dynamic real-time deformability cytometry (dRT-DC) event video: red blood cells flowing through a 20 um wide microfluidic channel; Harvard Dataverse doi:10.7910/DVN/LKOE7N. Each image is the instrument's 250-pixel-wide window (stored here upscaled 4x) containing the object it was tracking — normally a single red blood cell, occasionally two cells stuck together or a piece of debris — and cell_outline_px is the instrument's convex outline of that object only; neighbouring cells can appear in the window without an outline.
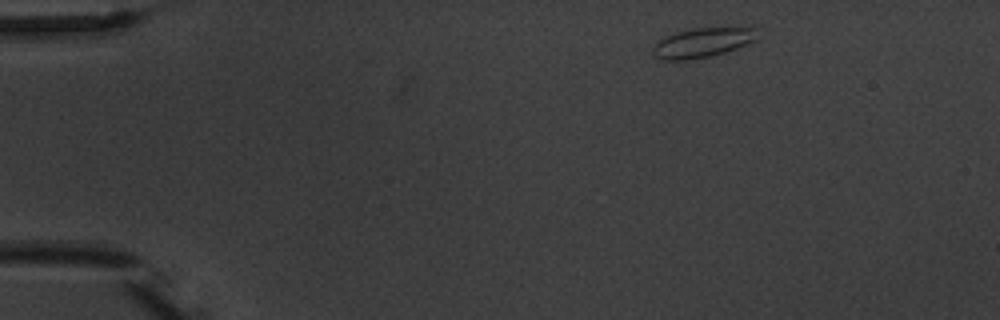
{"species": "common noctule bat (a hibernating species)", "species_latin": "Nyctalus noctula", "temperature_condition": "warm", "stored_images_in_passage": 12, "camera_frame_rate_fps": 3000, "um_per_image_px": 0.085, "animal": {"sex": "male", "body_mass_g": 20.1, "forearm_length_mm": 53.5}, "frame": {"image": 1, "passage_image": 1, "time_ms": 0.0, "image_size_px": [1000, 320], "cell_outline_px": [[756, 40], [736, 48], [724, 52], [692, 60], [660, 60], [652, 52], [652, 44], [664, 36], [676, 32], [692, 28], [756, 28]], "centroid_in_image_um": [59.62, 3.63], "position_along_channel_um": 25.4, "area_um2": 17.92}}
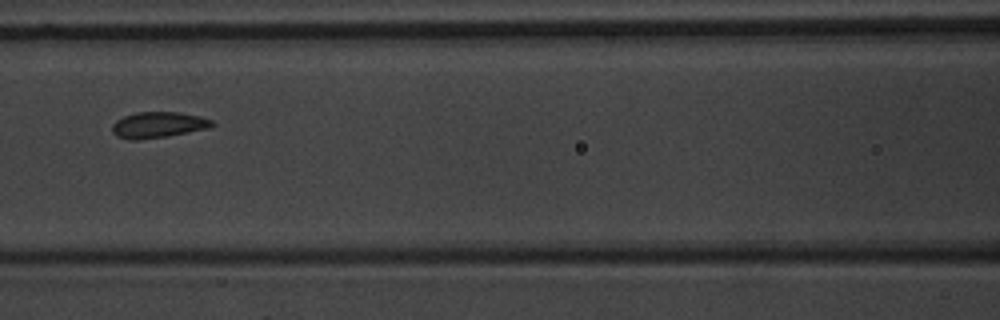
{"frame": {"image": 2, "passage_image": 5, "time_ms": 5.667, "image_size_px": [1000, 320], "cell_outline_px": [[216, 124], [212, 128], [168, 136], [136, 140], [128, 140], [116, 136], [112, 132], [112, 124], [116, 120], [124, 116], [136, 112], [180, 112], [200, 116], [212, 120]], "centroid_in_image_um": [13.47, 10.62], "position_along_channel_um": 153.1, "area_um2": 15.37}}
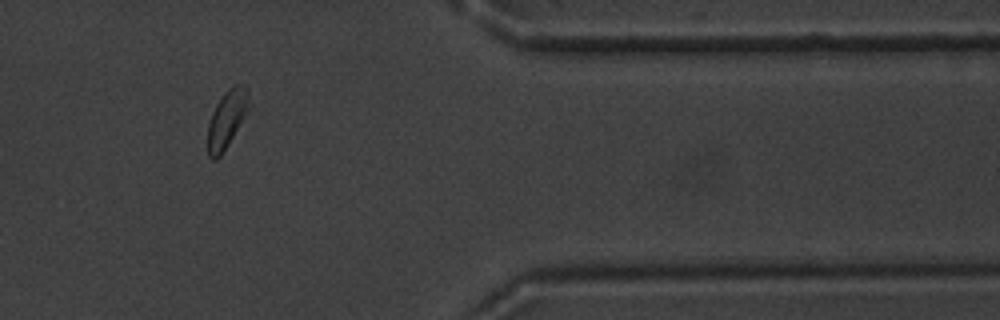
{"frame": {"image": 3, "passage_image": 11, "time_ms": 12.667, "image_size_px": [1000, 320], "cell_outline_px": [[252, 108], [220, 156], [216, 160], [212, 160], [208, 156], [208, 124], [212, 112], [216, 104], [224, 92], [232, 84], [244, 84], [248, 88]], "centroid_in_image_um": [19.34, 10.06], "position_along_channel_um": 392.1, "area_um2": 14.39}, "authors_computed_cell_mechanics": {"area_um2": 14.6812, "velocity_mm_per_s": 3.6951, "shape_relaxation_time_tau1_ms": 1.2432, "shape_relaxation_time_tau2_ms": null, "deformation_change_tau1": 0.0703, "deformation_change_tau2": null}}